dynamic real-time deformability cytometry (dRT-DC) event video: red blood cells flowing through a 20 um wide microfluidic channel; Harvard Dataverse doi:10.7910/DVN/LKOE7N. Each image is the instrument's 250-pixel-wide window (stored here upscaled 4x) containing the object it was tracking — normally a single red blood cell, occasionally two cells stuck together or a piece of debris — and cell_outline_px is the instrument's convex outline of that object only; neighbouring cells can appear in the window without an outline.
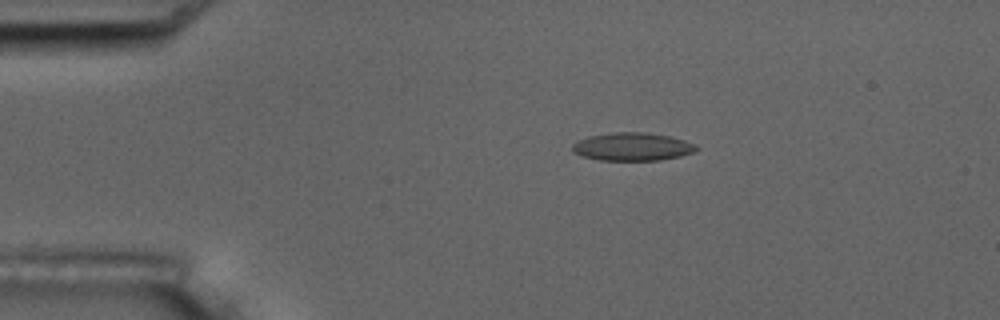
{"species": "common noctule bat (a hibernating species)", "species_latin": "Nyctalus noctula", "temperature_condition": "room temperature", "stored_images_in_passage": 3, "camera_frame_rate_fps": 3000, "um_per_image_px": 0.085, "animal": {"sex": "male", "body_mass_g": 17.5, "forearm_length_mm": 52.3}, "frame": {"image": 1, "passage_image": 1, "time_ms": 0.0, "image_size_px": [1000, 320], "cell_outline_px": [[700, 148], [692, 152], [680, 156], [660, 160], [600, 160], [584, 156], [572, 152], [572, 144], [576, 140], [588, 136], [612, 132], [644, 132], [668, 136], [684, 140], [696, 144]], "centroid_in_image_um": [53.73, 12.46], "position_along_channel_um": 31.3, "area_um2": 20.29}}
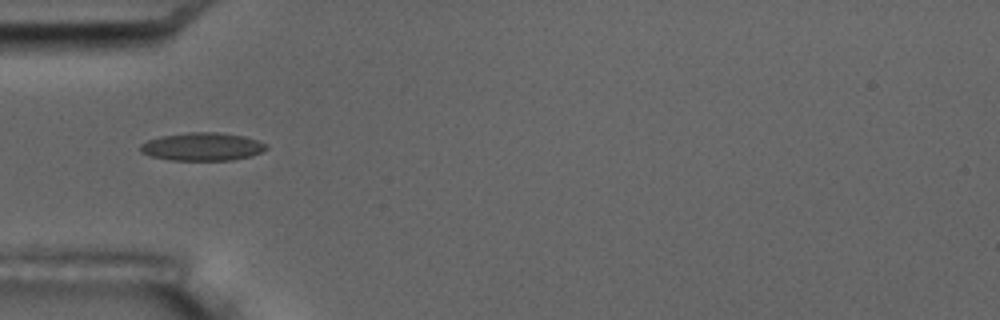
{"frame": {"image": 2, "passage_image": 3, "time_ms": 2.333, "image_size_px": [1000, 320], "cell_outline_px": [[268, 148], [260, 152], [248, 156], [232, 160], [172, 160], [152, 156], [140, 152], [140, 144], [148, 140], [160, 136], [188, 132], [220, 132], [244, 136], [268, 144]], "centroid_in_image_um": [17.19, 12.45], "position_along_channel_um": 67.8, "area_um2": 20.52}}